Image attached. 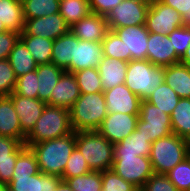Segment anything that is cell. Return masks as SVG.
Listing matches in <instances>:
<instances>
[{
  "instance_id": "55",
  "label": "cell",
  "mask_w": 190,
  "mask_h": 191,
  "mask_svg": "<svg viewBox=\"0 0 190 191\" xmlns=\"http://www.w3.org/2000/svg\"><path fill=\"white\" fill-rule=\"evenodd\" d=\"M6 191H14V190L10 188L8 185H6Z\"/></svg>"
},
{
  "instance_id": "41",
  "label": "cell",
  "mask_w": 190,
  "mask_h": 191,
  "mask_svg": "<svg viewBox=\"0 0 190 191\" xmlns=\"http://www.w3.org/2000/svg\"><path fill=\"white\" fill-rule=\"evenodd\" d=\"M102 190L101 191H139L130 182L125 181L112 169L101 171Z\"/></svg>"
},
{
  "instance_id": "49",
  "label": "cell",
  "mask_w": 190,
  "mask_h": 191,
  "mask_svg": "<svg viewBox=\"0 0 190 191\" xmlns=\"http://www.w3.org/2000/svg\"><path fill=\"white\" fill-rule=\"evenodd\" d=\"M21 144L17 139L0 136V156L12 154Z\"/></svg>"
},
{
  "instance_id": "36",
  "label": "cell",
  "mask_w": 190,
  "mask_h": 191,
  "mask_svg": "<svg viewBox=\"0 0 190 191\" xmlns=\"http://www.w3.org/2000/svg\"><path fill=\"white\" fill-rule=\"evenodd\" d=\"M40 172L36 156L30 147L25 146L17 156L13 176H32Z\"/></svg>"
},
{
  "instance_id": "28",
  "label": "cell",
  "mask_w": 190,
  "mask_h": 191,
  "mask_svg": "<svg viewBox=\"0 0 190 191\" xmlns=\"http://www.w3.org/2000/svg\"><path fill=\"white\" fill-rule=\"evenodd\" d=\"M8 59L16 75V78L36 70L38 66L30 51L26 48L20 39L11 50Z\"/></svg>"
},
{
  "instance_id": "20",
  "label": "cell",
  "mask_w": 190,
  "mask_h": 191,
  "mask_svg": "<svg viewBox=\"0 0 190 191\" xmlns=\"http://www.w3.org/2000/svg\"><path fill=\"white\" fill-rule=\"evenodd\" d=\"M0 136L11 137L25 143L18 114L9 96L0 97Z\"/></svg>"
},
{
  "instance_id": "21",
  "label": "cell",
  "mask_w": 190,
  "mask_h": 191,
  "mask_svg": "<svg viewBox=\"0 0 190 191\" xmlns=\"http://www.w3.org/2000/svg\"><path fill=\"white\" fill-rule=\"evenodd\" d=\"M61 180V177L43 174L40 171L32 176H13L8 186L14 191H51Z\"/></svg>"
},
{
  "instance_id": "50",
  "label": "cell",
  "mask_w": 190,
  "mask_h": 191,
  "mask_svg": "<svg viewBox=\"0 0 190 191\" xmlns=\"http://www.w3.org/2000/svg\"><path fill=\"white\" fill-rule=\"evenodd\" d=\"M51 191H74L66 181L61 180L55 189H51Z\"/></svg>"
},
{
  "instance_id": "10",
  "label": "cell",
  "mask_w": 190,
  "mask_h": 191,
  "mask_svg": "<svg viewBox=\"0 0 190 191\" xmlns=\"http://www.w3.org/2000/svg\"><path fill=\"white\" fill-rule=\"evenodd\" d=\"M182 26L181 15L171 6L159 0L149 5L145 21V27L149 32L168 35Z\"/></svg>"
},
{
  "instance_id": "51",
  "label": "cell",
  "mask_w": 190,
  "mask_h": 191,
  "mask_svg": "<svg viewBox=\"0 0 190 191\" xmlns=\"http://www.w3.org/2000/svg\"><path fill=\"white\" fill-rule=\"evenodd\" d=\"M180 63L190 67V45L186 49L184 56L180 59Z\"/></svg>"
},
{
  "instance_id": "34",
  "label": "cell",
  "mask_w": 190,
  "mask_h": 191,
  "mask_svg": "<svg viewBox=\"0 0 190 191\" xmlns=\"http://www.w3.org/2000/svg\"><path fill=\"white\" fill-rule=\"evenodd\" d=\"M77 79L80 93L103 92L100 74L97 68H86L73 73Z\"/></svg>"
},
{
  "instance_id": "25",
  "label": "cell",
  "mask_w": 190,
  "mask_h": 191,
  "mask_svg": "<svg viewBox=\"0 0 190 191\" xmlns=\"http://www.w3.org/2000/svg\"><path fill=\"white\" fill-rule=\"evenodd\" d=\"M38 79V99L47 102L58 80L65 72L53 63L39 64L36 69Z\"/></svg>"
},
{
  "instance_id": "31",
  "label": "cell",
  "mask_w": 190,
  "mask_h": 191,
  "mask_svg": "<svg viewBox=\"0 0 190 191\" xmlns=\"http://www.w3.org/2000/svg\"><path fill=\"white\" fill-rule=\"evenodd\" d=\"M179 100L180 97L165 81H163L147 99L149 103L154 104L167 115H171L174 108L179 103Z\"/></svg>"
},
{
  "instance_id": "22",
  "label": "cell",
  "mask_w": 190,
  "mask_h": 191,
  "mask_svg": "<svg viewBox=\"0 0 190 191\" xmlns=\"http://www.w3.org/2000/svg\"><path fill=\"white\" fill-rule=\"evenodd\" d=\"M126 61L103 56L97 69L104 90L124 84L127 71Z\"/></svg>"
},
{
  "instance_id": "12",
  "label": "cell",
  "mask_w": 190,
  "mask_h": 191,
  "mask_svg": "<svg viewBox=\"0 0 190 191\" xmlns=\"http://www.w3.org/2000/svg\"><path fill=\"white\" fill-rule=\"evenodd\" d=\"M139 114H107L97 131L110 143L115 144L129 137L136 129Z\"/></svg>"
},
{
  "instance_id": "37",
  "label": "cell",
  "mask_w": 190,
  "mask_h": 191,
  "mask_svg": "<svg viewBox=\"0 0 190 191\" xmlns=\"http://www.w3.org/2000/svg\"><path fill=\"white\" fill-rule=\"evenodd\" d=\"M103 56L130 61V53H126V46L120 37L112 30H109L102 41Z\"/></svg>"
},
{
  "instance_id": "8",
  "label": "cell",
  "mask_w": 190,
  "mask_h": 191,
  "mask_svg": "<svg viewBox=\"0 0 190 191\" xmlns=\"http://www.w3.org/2000/svg\"><path fill=\"white\" fill-rule=\"evenodd\" d=\"M112 170L139 191L154 174L150 158L137 155H114Z\"/></svg>"
},
{
  "instance_id": "1",
  "label": "cell",
  "mask_w": 190,
  "mask_h": 191,
  "mask_svg": "<svg viewBox=\"0 0 190 191\" xmlns=\"http://www.w3.org/2000/svg\"><path fill=\"white\" fill-rule=\"evenodd\" d=\"M76 147V132L30 146L43 174L62 177L67 161Z\"/></svg>"
},
{
  "instance_id": "3",
  "label": "cell",
  "mask_w": 190,
  "mask_h": 191,
  "mask_svg": "<svg viewBox=\"0 0 190 191\" xmlns=\"http://www.w3.org/2000/svg\"><path fill=\"white\" fill-rule=\"evenodd\" d=\"M107 116L104 92L81 93L72 108L70 119L73 131H97Z\"/></svg>"
},
{
  "instance_id": "46",
  "label": "cell",
  "mask_w": 190,
  "mask_h": 191,
  "mask_svg": "<svg viewBox=\"0 0 190 191\" xmlns=\"http://www.w3.org/2000/svg\"><path fill=\"white\" fill-rule=\"evenodd\" d=\"M20 39V33L17 31H6L0 33V60L8 59L11 50Z\"/></svg>"
},
{
  "instance_id": "17",
  "label": "cell",
  "mask_w": 190,
  "mask_h": 191,
  "mask_svg": "<svg viewBox=\"0 0 190 191\" xmlns=\"http://www.w3.org/2000/svg\"><path fill=\"white\" fill-rule=\"evenodd\" d=\"M103 57V46L98 41L79 40L75 36V52L71 61V73L86 68H97Z\"/></svg>"
},
{
  "instance_id": "16",
  "label": "cell",
  "mask_w": 190,
  "mask_h": 191,
  "mask_svg": "<svg viewBox=\"0 0 190 191\" xmlns=\"http://www.w3.org/2000/svg\"><path fill=\"white\" fill-rule=\"evenodd\" d=\"M114 31L126 46V53H130V60L147 59V42L149 31L145 25L126 26L109 29Z\"/></svg>"
},
{
  "instance_id": "47",
  "label": "cell",
  "mask_w": 190,
  "mask_h": 191,
  "mask_svg": "<svg viewBox=\"0 0 190 191\" xmlns=\"http://www.w3.org/2000/svg\"><path fill=\"white\" fill-rule=\"evenodd\" d=\"M171 6L181 15L183 27L190 28V0H159Z\"/></svg>"
},
{
  "instance_id": "14",
  "label": "cell",
  "mask_w": 190,
  "mask_h": 191,
  "mask_svg": "<svg viewBox=\"0 0 190 191\" xmlns=\"http://www.w3.org/2000/svg\"><path fill=\"white\" fill-rule=\"evenodd\" d=\"M147 60L155 66L166 67L180 63L168 35L149 32L147 42Z\"/></svg>"
},
{
  "instance_id": "39",
  "label": "cell",
  "mask_w": 190,
  "mask_h": 191,
  "mask_svg": "<svg viewBox=\"0 0 190 191\" xmlns=\"http://www.w3.org/2000/svg\"><path fill=\"white\" fill-rule=\"evenodd\" d=\"M13 93L28 98H38V79L36 70L18 77Z\"/></svg>"
},
{
  "instance_id": "26",
  "label": "cell",
  "mask_w": 190,
  "mask_h": 191,
  "mask_svg": "<svg viewBox=\"0 0 190 191\" xmlns=\"http://www.w3.org/2000/svg\"><path fill=\"white\" fill-rule=\"evenodd\" d=\"M0 23H3L8 31H23L25 18L22 0H0Z\"/></svg>"
},
{
  "instance_id": "43",
  "label": "cell",
  "mask_w": 190,
  "mask_h": 191,
  "mask_svg": "<svg viewBox=\"0 0 190 191\" xmlns=\"http://www.w3.org/2000/svg\"><path fill=\"white\" fill-rule=\"evenodd\" d=\"M22 143L12 154L0 156V182L8 185L13 177L14 166L19 152L25 147Z\"/></svg>"
},
{
  "instance_id": "2",
  "label": "cell",
  "mask_w": 190,
  "mask_h": 191,
  "mask_svg": "<svg viewBox=\"0 0 190 191\" xmlns=\"http://www.w3.org/2000/svg\"><path fill=\"white\" fill-rule=\"evenodd\" d=\"M70 110L46 104L32 131L26 136L25 145L55 139L73 133Z\"/></svg>"
},
{
  "instance_id": "42",
  "label": "cell",
  "mask_w": 190,
  "mask_h": 191,
  "mask_svg": "<svg viewBox=\"0 0 190 191\" xmlns=\"http://www.w3.org/2000/svg\"><path fill=\"white\" fill-rule=\"evenodd\" d=\"M16 80L9 59L0 60V97L9 96L14 91Z\"/></svg>"
},
{
  "instance_id": "9",
  "label": "cell",
  "mask_w": 190,
  "mask_h": 191,
  "mask_svg": "<svg viewBox=\"0 0 190 191\" xmlns=\"http://www.w3.org/2000/svg\"><path fill=\"white\" fill-rule=\"evenodd\" d=\"M149 5L143 0H123L105 16L109 29L145 25Z\"/></svg>"
},
{
  "instance_id": "11",
  "label": "cell",
  "mask_w": 190,
  "mask_h": 191,
  "mask_svg": "<svg viewBox=\"0 0 190 191\" xmlns=\"http://www.w3.org/2000/svg\"><path fill=\"white\" fill-rule=\"evenodd\" d=\"M69 31L70 26L65 19L59 13H55L25 20L24 29L20 35H34L54 41Z\"/></svg>"
},
{
  "instance_id": "23",
  "label": "cell",
  "mask_w": 190,
  "mask_h": 191,
  "mask_svg": "<svg viewBox=\"0 0 190 191\" xmlns=\"http://www.w3.org/2000/svg\"><path fill=\"white\" fill-rule=\"evenodd\" d=\"M75 52V35L69 31L53 41L51 63L71 73Z\"/></svg>"
},
{
  "instance_id": "5",
  "label": "cell",
  "mask_w": 190,
  "mask_h": 191,
  "mask_svg": "<svg viewBox=\"0 0 190 191\" xmlns=\"http://www.w3.org/2000/svg\"><path fill=\"white\" fill-rule=\"evenodd\" d=\"M164 81V67L155 66L149 60H130L127 63L124 84L141 101H146Z\"/></svg>"
},
{
  "instance_id": "45",
  "label": "cell",
  "mask_w": 190,
  "mask_h": 191,
  "mask_svg": "<svg viewBox=\"0 0 190 191\" xmlns=\"http://www.w3.org/2000/svg\"><path fill=\"white\" fill-rule=\"evenodd\" d=\"M140 191H178L164 174H153Z\"/></svg>"
},
{
  "instance_id": "52",
  "label": "cell",
  "mask_w": 190,
  "mask_h": 191,
  "mask_svg": "<svg viewBox=\"0 0 190 191\" xmlns=\"http://www.w3.org/2000/svg\"><path fill=\"white\" fill-rule=\"evenodd\" d=\"M8 31L3 23H0V33Z\"/></svg>"
},
{
  "instance_id": "4",
  "label": "cell",
  "mask_w": 190,
  "mask_h": 191,
  "mask_svg": "<svg viewBox=\"0 0 190 191\" xmlns=\"http://www.w3.org/2000/svg\"><path fill=\"white\" fill-rule=\"evenodd\" d=\"M76 148L84 156L92 171L112 169L114 144L98 131L76 132Z\"/></svg>"
},
{
  "instance_id": "35",
  "label": "cell",
  "mask_w": 190,
  "mask_h": 191,
  "mask_svg": "<svg viewBox=\"0 0 190 191\" xmlns=\"http://www.w3.org/2000/svg\"><path fill=\"white\" fill-rule=\"evenodd\" d=\"M74 191H101L102 178L101 171H90L87 174L62 178Z\"/></svg>"
},
{
  "instance_id": "38",
  "label": "cell",
  "mask_w": 190,
  "mask_h": 191,
  "mask_svg": "<svg viewBox=\"0 0 190 191\" xmlns=\"http://www.w3.org/2000/svg\"><path fill=\"white\" fill-rule=\"evenodd\" d=\"M165 175L178 191H190V155Z\"/></svg>"
},
{
  "instance_id": "15",
  "label": "cell",
  "mask_w": 190,
  "mask_h": 191,
  "mask_svg": "<svg viewBox=\"0 0 190 191\" xmlns=\"http://www.w3.org/2000/svg\"><path fill=\"white\" fill-rule=\"evenodd\" d=\"M9 97L18 114L22 132L27 136L34 128L47 103L38 98L19 96L13 92Z\"/></svg>"
},
{
  "instance_id": "19",
  "label": "cell",
  "mask_w": 190,
  "mask_h": 191,
  "mask_svg": "<svg viewBox=\"0 0 190 191\" xmlns=\"http://www.w3.org/2000/svg\"><path fill=\"white\" fill-rule=\"evenodd\" d=\"M80 94L75 75L65 71L54 86L50 99L46 103L70 110Z\"/></svg>"
},
{
  "instance_id": "7",
  "label": "cell",
  "mask_w": 190,
  "mask_h": 191,
  "mask_svg": "<svg viewBox=\"0 0 190 191\" xmlns=\"http://www.w3.org/2000/svg\"><path fill=\"white\" fill-rule=\"evenodd\" d=\"M136 130L141 132L150 143L166 137L173 133L170 115L147 100L141 101Z\"/></svg>"
},
{
  "instance_id": "18",
  "label": "cell",
  "mask_w": 190,
  "mask_h": 191,
  "mask_svg": "<svg viewBox=\"0 0 190 191\" xmlns=\"http://www.w3.org/2000/svg\"><path fill=\"white\" fill-rule=\"evenodd\" d=\"M70 31L79 39L85 41L104 40L109 27L105 16L90 12L85 18L74 23L70 27Z\"/></svg>"
},
{
  "instance_id": "44",
  "label": "cell",
  "mask_w": 190,
  "mask_h": 191,
  "mask_svg": "<svg viewBox=\"0 0 190 191\" xmlns=\"http://www.w3.org/2000/svg\"><path fill=\"white\" fill-rule=\"evenodd\" d=\"M177 56L181 59L190 45V28L179 27L168 34Z\"/></svg>"
},
{
  "instance_id": "40",
  "label": "cell",
  "mask_w": 190,
  "mask_h": 191,
  "mask_svg": "<svg viewBox=\"0 0 190 191\" xmlns=\"http://www.w3.org/2000/svg\"><path fill=\"white\" fill-rule=\"evenodd\" d=\"M92 171L84 156L75 147L72 151L69 160L67 161L64 173L61 178H72L80 175H84Z\"/></svg>"
},
{
  "instance_id": "33",
  "label": "cell",
  "mask_w": 190,
  "mask_h": 191,
  "mask_svg": "<svg viewBox=\"0 0 190 191\" xmlns=\"http://www.w3.org/2000/svg\"><path fill=\"white\" fill-rule=\"evenodd\" d=\"M60 0H22L24 18L32 19L59 13Z\"/></svg>"
},
{
  "instance_id": "13",
  "label": "cell",
  "mask_w": 190,
  "mask_h": 191,
  "mask_svg": "<svg viewBox=\"0 0 190 191\" xmlns=\"http://www.w3.org/2000/svg\"><path fill=\"white\" fill-rule=\"evenodd\" d=\"M107 114L125 113L139 114L141 99L125 84L104 90Z\"/></svg>"
},
{
  "instance_id": "53",
  "label": "cell",
  "mask_w": 190,
  "mask_h": 191,
  "mask_svg": "<svg viewBox=\"0 0 190 191\" xmlns=\"http://www.w3.org/2000/svg\"><path fill=\"white\" fill-rule=\"evenodd\" d=\"M0 191H6V184L0 182Z\"/></svg>"
},
{
  "instance_id": "32",
  "label": "cell",
  "mask_w": 190,
  "mask_h": 191,
  "mask_svg": "<svg viewBox=\"0 0 190 191\" xmlns=\"http://www.w3.org/2000/svg\"><path fill=\"white\" fill-rule=\"evenodd\" d=\"M91 12L89 0H60L59 14L71 27Z\"/></svg>"
},
{
  "instance_id": "6",
  "label": "cell",
  "mask_w": 190,
  "mask_h": 191,
  "mask_svg": "<svg viewBox=\"0 0 190 191\" xmlns=\"http://www.w3.org/2000/svg\"><path fill=\"white\" fill-rule=\"evenodd\" d=\"M190 155L188 140L170 134L152 142L150 161L154 174H166Z\"/></svg>"
},
{
  "instance_id": "24",
  "label": "cell",
  "mask_w": 190,
  "mask_h": 191,
  "mask_svg": "<svg viewBox=\"0 0 190 191\" xmlns=\"http://www.w3.org/2000/svg\"><path fill=\"white\" fill-rule=\"evenodd\" d=\"M164 81L180 98H190V67L177 63L164 67Z\"/></svg>"
},
{
  "instance_id": "48",
  "label": "cell",
  "mask_w": 190,
  "mask_h": 191,
  "mask_svg": "<svg viewBox=\"0 0 190 191\" xmlns=\"http://www.w3.org/2000/svg\"><path fill=\"white\" fill-rule=\"evenodd\" d=\"M122 1L123 0H89V6L91 12L106 16L109 11Z\"/></svg>"
},
{
  "instance_id": "30",
  "label": "cell",
  "mask_w": 190,
  "mask_h": 191,
  "mask_svg": "<svg viewBox=\"0 0 190 191\" xmlns=\"http://www.w3.org/2000/svg\"><path fill=\"white\" fill-rule=\"evenodd\" d=\"M173 134L190 139V98H180L170 115Z\"/></svg>"
},
{
  "instance_id": "27",
  "label": "cell",
  "mask_w": 190,
  "mask_h": 191,
  "mask_svg": "<svg viewBox=\"0 0 190 191\" xmlns=\"http://www.w3.org/2000/svg\"><path fill=\"white\" fill-rule=\"evenodd\" d=\"M152 143L141 132L135 131L122 141L114 144V155H137L150 157Z\"/></svg>"
},
{
  "instance_id": "29",
  "label": "cell",
  "mask_w": 190,
  "mask_h": 191,
  "mask_svg": "<svg viewBox=\"0 0 190 191\" xmlns=\"http://www.w3.org/2000/svg\"><path fill=\"white\" fill-rule=\"evenodd\" d=\"M20 40L38 65L51 63L53 40L34 35H20Z\"/></svg>"
},
{
  "instance_id": "54",
  "label": "cell",
  "mask_w": 190,
  "mask_h": 191,
  "mask_svg": "<svg viewBox=\"0 0 190 191\" xmlns=\"http://www.w3.org/2000/svg\"><path fill=\"white\" fill-rule=\"evenodd\" d=\"M143 1H145V2H147V3H149V4H151V3L155 2L156 0H143Z\"/></svg>"
}]
</instances>
